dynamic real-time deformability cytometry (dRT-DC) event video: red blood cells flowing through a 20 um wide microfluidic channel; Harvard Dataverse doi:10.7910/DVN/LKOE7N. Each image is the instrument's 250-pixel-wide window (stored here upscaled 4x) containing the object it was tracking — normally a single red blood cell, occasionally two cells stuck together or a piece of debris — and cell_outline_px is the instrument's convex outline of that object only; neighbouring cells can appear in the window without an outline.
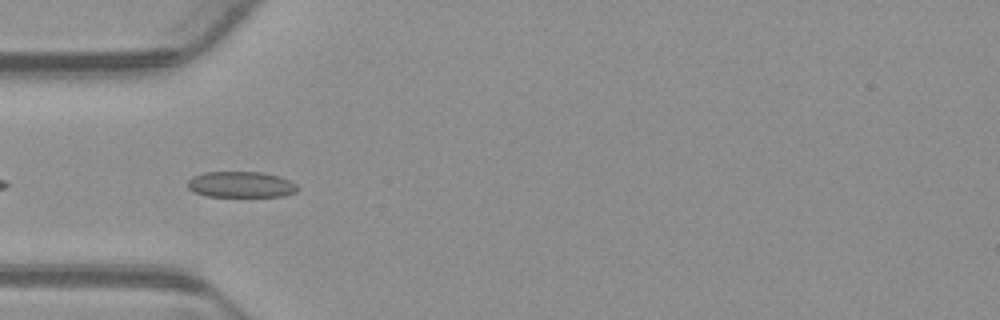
{"species": "common noctule bat (a hibernating species)", "species_latin": "Nyctalus noctula", "temperature_condition": "warm", "stored_images_in_passage": 39, "camera_frame_rate_fps": 3000, "um_per_image_px": 0.085, "animal": {"sex": "male", "body_mass_g": 23.1, "forearm_length_mm": 52.7}, "frame": {"image": 1, "passage_image": 3, "time_ms": 0.667, "image_size_px": [1000, 320], "cell_outline_px": [[300, 188], [296, 192], [284, 196], [204, 196], [192, 192], [188, 188], [188, 180], [192, 176], [204, 172], [260, 172], [276, 176], [288, 180], [296, 184]], "centroid_in_image_um": [20.44, 15.69], "position_along_channel_um": 64.6, "area_um2": 16.65}}
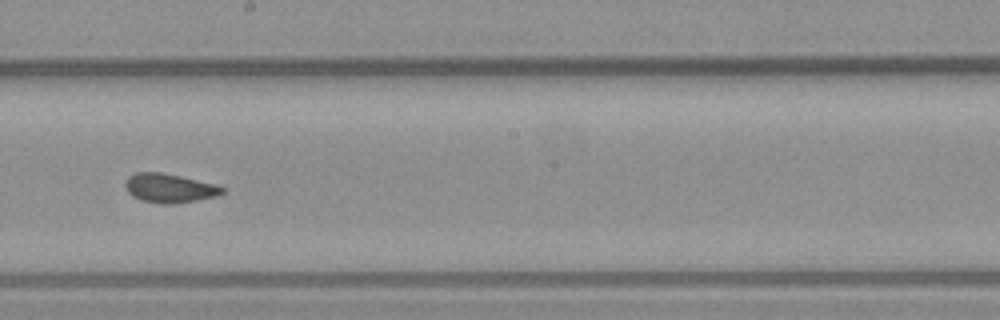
{"frame": {"image": 2, "passage_image": 16, "time_ms": 5.0, "image_size_px": [1000, 320], "cell_outline_px": [[224, 192], [216, 196], [196, 200], [172, 204], [164, 204], [140, 200], [132, 196], [128, 192], [124, 184], [128, 176], [136, 172], [160, 172], [180, 176], [216, 184], [224, 188]], "centroid_in_image_um": [14.37, 15.99], "position_along_channel_um": 233.8, "area_um2": 16.36}}
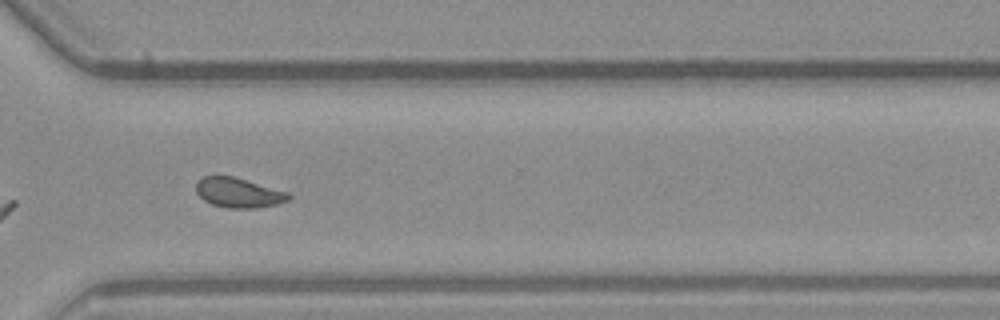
{"frame": {"image": 3, "passage_image": 25, "time_ms": 8.0, "image_size_px": [1000, 320], "cell_outline_px": [[292, 196], [288, 200], [276, 204], [256, 208], [228, 208], [212, 204], [204, 200], [196, 192], [196, 184], [204, 176], [232, 176], [288, 192]], "centroid_in_image_um": [20.28, 16.39], "position_along_channel_um": 350.3, "area_um2": 15.84}, "authors_computed_cell_mechanics": {"area_um2": 16.0684, "velocity_mm_per_s": 3.8895, "shape_relaxation_time_tau1_ms": 6.4203, "shape_relaxation_time_tau2_ms": 1.6432, "deformation_change_tau1": 0.1357, "deformation_change_tau2": 0.0636}}